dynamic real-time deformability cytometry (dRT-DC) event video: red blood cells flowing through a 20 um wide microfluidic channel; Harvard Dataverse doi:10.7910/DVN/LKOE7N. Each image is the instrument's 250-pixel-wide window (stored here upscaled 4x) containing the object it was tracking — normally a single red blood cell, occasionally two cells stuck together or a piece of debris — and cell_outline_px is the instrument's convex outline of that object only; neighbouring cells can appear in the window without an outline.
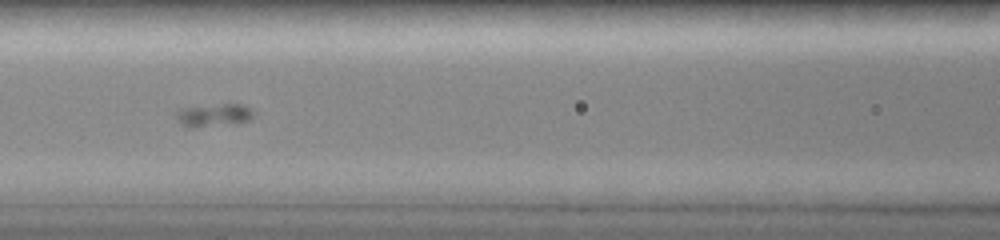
{"species": "common noctule bat (a hibernating species)", "species_latin": "Nyctalus noctula", "temperature_condition": "room temperature", "stored_images_in_passage": 35, "camera_frame_rate_fps": 3000, "um_per_image_px": 0.085, "animal": {"sex": "female", "body_mass_g": 19.0, "forearm_length_mm": 51.5}, "frame": {"image": 1, "passage_image": 14, "time_ms": 6.0, "image_size_px": [1000, 240], "cell_outline_px": [[252, 116], [248, 120], [236, 124], [192, 128], [188, 128], [180, 124], [176, 120], [176, 112], [180, 108], [224, 104], [240, 104], [248, 108], [252, 112]], "centroid_in_image_um": [18.1, 9.82], "position_along_channel_um": 148.5, "area_um2": 10.35}}